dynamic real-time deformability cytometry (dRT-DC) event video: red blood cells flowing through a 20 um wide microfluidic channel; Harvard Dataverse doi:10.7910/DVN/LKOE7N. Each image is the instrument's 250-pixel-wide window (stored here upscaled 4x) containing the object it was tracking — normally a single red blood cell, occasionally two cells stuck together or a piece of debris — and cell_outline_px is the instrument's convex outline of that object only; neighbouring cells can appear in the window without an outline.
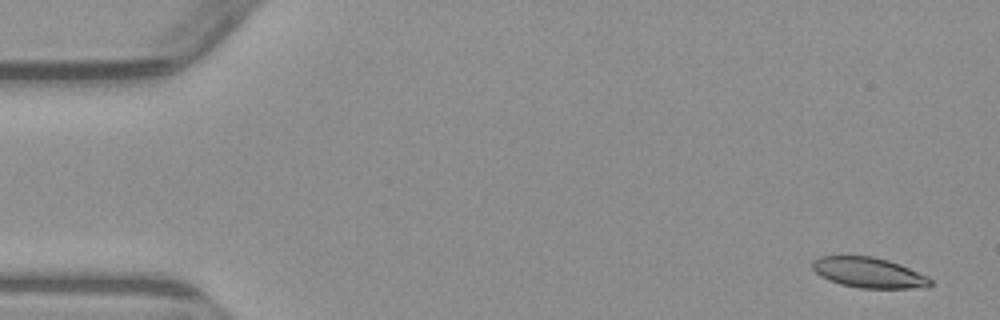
{"species": "common noctule bat (a hibernating species)", "species_latin": "Nyctalus noctula", "temperature_condition": "warm", "stored_images_in_passage": 6, "camera_frame_rate_fps": 3000, "um_per_image_px": 0.085, "animal": {"sex": "male", "body_mass_g": 23.1, "forearm_length_mm": 52.7}, "frame": {"image": 1, "passage_image": 1, "time_ms": 0.0, "image_size_px": [1000, 320], "cell_outline_px": [[932, 284], [928, 288], [860, 288], [840, 284], [828, 280], [820, 276], [812, 268], [812, 260], [820, 256], [872, 256], [888, 260], [900, 264], [928, 276], [932, 280]], "centroid_in_image_um": [73.86, 23.18], "position_along_channel_um": 11.1, "area_um2": 21.04}}
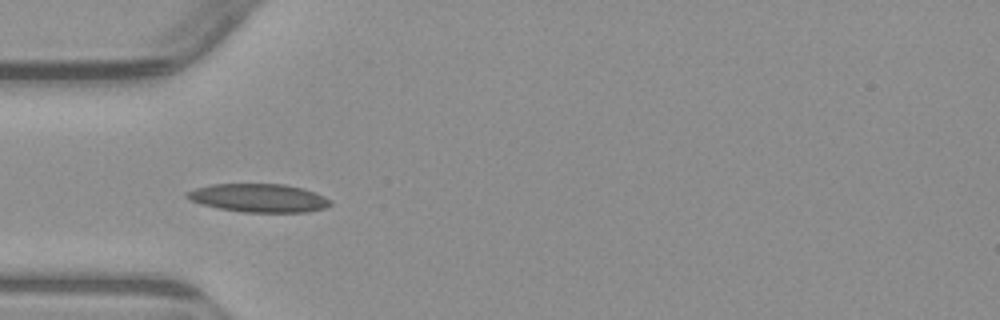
{"frame": {"image": 2, "passage_image": 5, "time_ms": 4.667, "image_size_px": [1000, 320], "cell_outline_px": [[332, 204], [324, 208], [308, 212], [240, 212], [220, 208], [204, 204], [192, 200], [184, 196], [188, 192], [196, 188], [212, 184], [284, 184], [304, 188], [324, 196], [332, 200]], "centroid_in_image_um": [22.05, 16.82], "position_along_channel_um": 62.9, "area_um2": 23.58}}
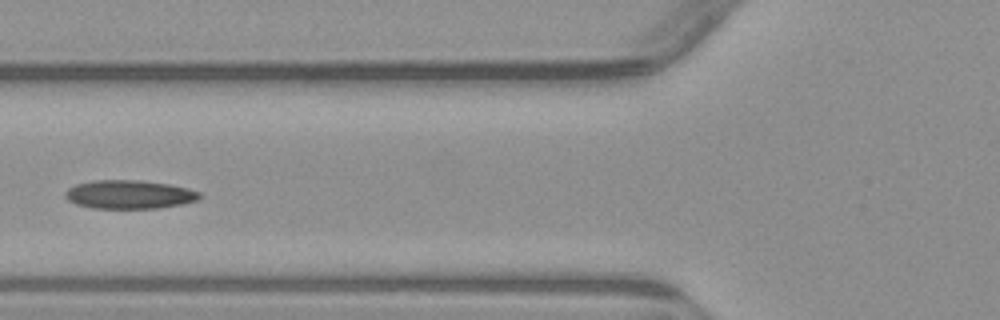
{"frame": {"image": 3, "passage_image": 6, "time_ms": 6.0, "image_size_px": [1000, 320], "cell_outline_px": [[200, 196], [196, 200], [180, 204], [156, 208], [92, 208], [76, 204], [68, 200], [64, 196], [64, 192], [68, 188], [76, 184], [92, 180], [140, 180], [168, 184], [188, 188], [200, 192]], "centroid_in_image_um": [10.94, 16.52], "position_along_channel_um": 114.9, "area_um2": 22.31}}